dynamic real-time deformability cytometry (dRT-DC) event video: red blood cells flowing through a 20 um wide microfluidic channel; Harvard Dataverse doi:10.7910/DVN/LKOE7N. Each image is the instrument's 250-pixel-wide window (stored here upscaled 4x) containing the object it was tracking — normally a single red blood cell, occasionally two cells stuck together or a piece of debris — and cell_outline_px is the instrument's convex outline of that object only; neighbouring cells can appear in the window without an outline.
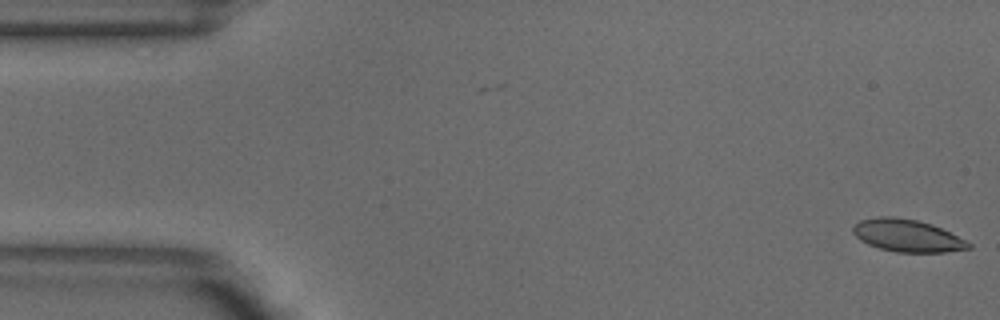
{"species": "common noctule bat (a hibernating species)", "species_latin": "Nyctalus noctula", "temperature_condition": "warm", "stored_images_in_passage": 52, "camera_frame_rate_fps": 3000, "um_per_image_px": 0.085, "animal": {"sex": "male", "body_mass_g": 18.8}, "frame": {"image": 1, "passage_image": 1, "time_ms": 0.0, "image_size_px": [1000, 320], "cell_outline_px": [[972, 248], [944, 252], [896, 252], [880, 248], [868, 244], [860, 240], [852, 232], [852, 228], [860, 220], [876, 216], [892, 216], [916, 220], [932, 224], [972, 244]], "centroid_in_image_um": [77.08, 20.02], "position_along_channel_um": 7.9, "area_um2": 21.62}}
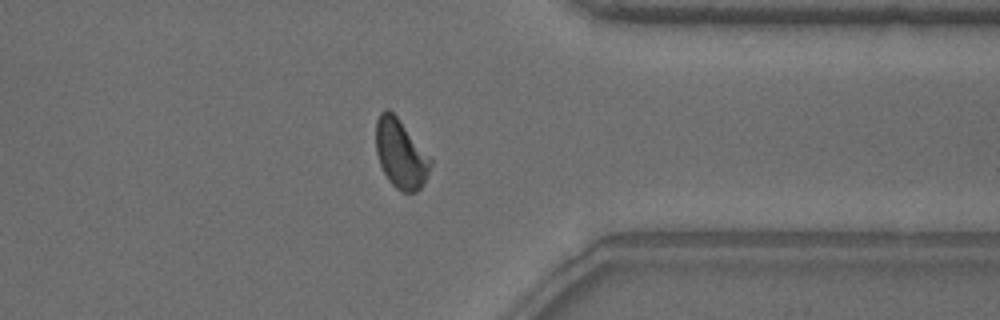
{"frame": {"image": 2, "passage_image": 40, "time_ms": 13.0, "image_size_px": [1000, 320], "cell_outline_px": [[432, 164], [424, 184], [416, 192], [400, 192], [388, 180], [380, 164], [376, 152], [376, 120], [380, 112], [384, 108], [388, 108], [396, 116], [432, 160]], "centroid_in_image_um": [34.04, 13.09], "position_along_channel_um": 377.4, "area_um2": 21.73}}
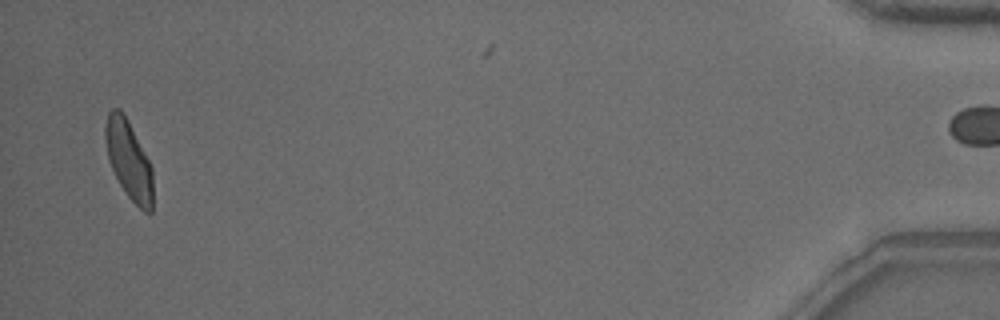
{"frame": {"image": 3, "passage_image": 50, "time_ms": 16.333, "image_size_px": [1000, 320], "cell_outline_px": [[152, 212], [144, 212], [128, 196], [120, 184], [112, 168], [108, 156], [104, 140], [104, 124], [108, 112], [112, 108], [120, 108], [124, 112], [152, 168]], "centroid_in_image_um": [10.92, 13.54], "position_along_channel_um": 424.3, "area_um2": 21.62}, "authors_computed_cell_mechanics": {"area_um2": 22.4264, "velocity_mm_per_s": 3.8623, "shape_relaxation_time_tau1_ms": 4.1575, "shape_relaxation_time_tau2_ms": 1.0273, "deformation_change_tau1": 0.1284, "deformation_change_tau2": 0.0525}}